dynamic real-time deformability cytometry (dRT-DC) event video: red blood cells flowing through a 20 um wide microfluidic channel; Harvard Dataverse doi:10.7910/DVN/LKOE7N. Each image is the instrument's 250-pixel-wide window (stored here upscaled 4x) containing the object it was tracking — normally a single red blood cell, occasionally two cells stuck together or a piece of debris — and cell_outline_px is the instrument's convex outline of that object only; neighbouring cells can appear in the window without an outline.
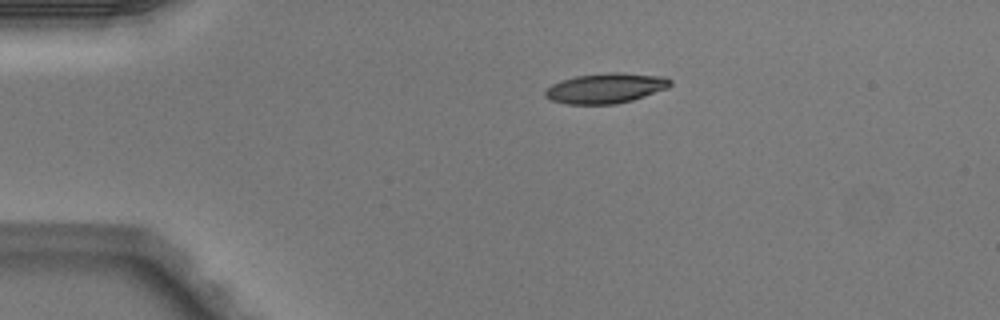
{"species": "Egyptian fruit bat (a non-hibernating species)", "species_latin": "Rousettus aegyptiacus", "temperature_condition": "warm", "stored_images_in_passage": 2, "camera_frame_rate_fps": 3000, "um_per_image_px": 0.085, "animal": {"sex": "male"}, "frame": {"image": 1, "passage_image": 1, "time_ms": 0.0, "image_size_px": [1000, 320], "cell_outline_px": [[672, 84], [668, 88], [632, 100], [616, 104], [568, 104], [552, 100], [544, 96], [544, 92], [552, 84], [560, 80], [576, 76], [612, 72], [616, 72], [664, 76], [672, 80]], "centroid_in_image_um": [51.5, 7.49], "position_along_channel_um": 33.5, "area_um2": 21.91}}